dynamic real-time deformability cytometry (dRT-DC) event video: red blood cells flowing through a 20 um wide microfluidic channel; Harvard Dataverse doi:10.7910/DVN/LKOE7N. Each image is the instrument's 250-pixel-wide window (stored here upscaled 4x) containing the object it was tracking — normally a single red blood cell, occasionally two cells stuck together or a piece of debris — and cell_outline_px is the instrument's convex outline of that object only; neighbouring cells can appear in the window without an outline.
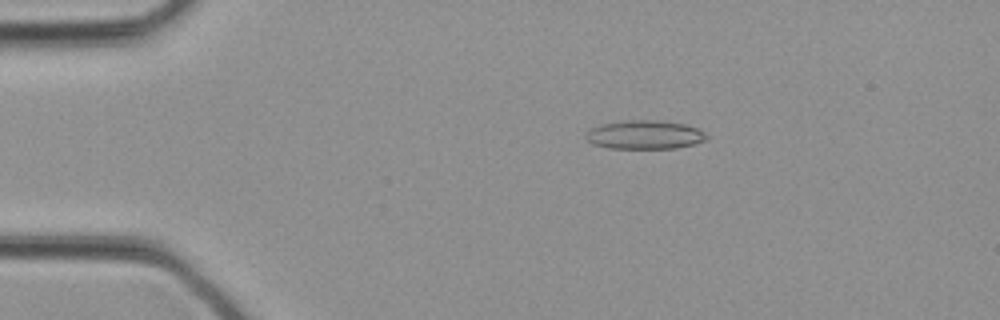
{"species": "common noctule bat (a hibernating species)", "species_latin": "Nyctalus noctula", "temperature_condition": "cold", "stored_images_in_passage": 32, "camera_frame_rate_fps": 3000, "um_per_image_px": 0.085, "animal": {"sex": "female", "body_mass_g": 21.9}, "frame": {"image": 1, "passage_image": 6, "time_ms": 1.667, "image_size_px": [1000, 320], "cell_outline_px": [[708, 140], [676, 148], [608, 148], [592, 144], [584, 136], [592, 128], [600, 124], [624, 120], [660, 120], [684, 124], [700, 128], [708, 136]], "centroid_in_image_um": [54.82, 11.44], "position_along_channel_um": 30.2, "area_um2": 20.35}}
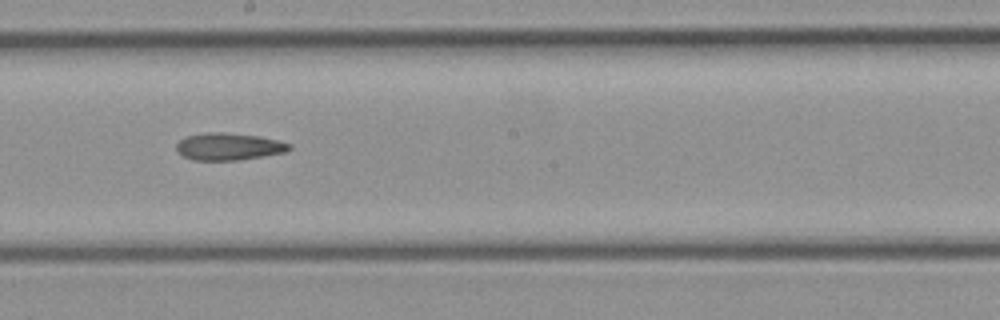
{"frame": {"image": 2, "passage_image": 18, "time_ms": 5.667, "image_size_px": [1000, 320], "cell_outline_px": [[292, 148], [288, 152], [264, 156], [236, 160], [192, 160], [184, 156], [176, 148], [176, 144], [184, 136], [204, 132], [224, 132], [260, 136], [292, 144]], "centroid_in_image_um": [19.46, 12.45], "position_along_channel_um": 228.7, "area_um2": 18.03}}
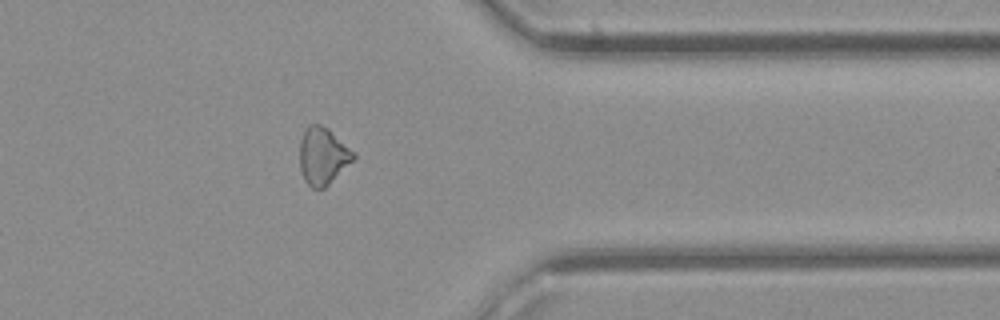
{"frame": {"image": 3, "passage_image": 26, "time_ms": 8.333, "image_size_px": [1000, 320], "cell_outline_px": [[356, 156], [324, 188], [312, 188], [304, 180], [300, 168], [300, 140], [308, 124], [320, 124], [328, 128], [356, 152]], "centroid_in_image_um": [27.43, 13.23], "position_along_channel_um": 384.0, "area_um2": 17.74}}